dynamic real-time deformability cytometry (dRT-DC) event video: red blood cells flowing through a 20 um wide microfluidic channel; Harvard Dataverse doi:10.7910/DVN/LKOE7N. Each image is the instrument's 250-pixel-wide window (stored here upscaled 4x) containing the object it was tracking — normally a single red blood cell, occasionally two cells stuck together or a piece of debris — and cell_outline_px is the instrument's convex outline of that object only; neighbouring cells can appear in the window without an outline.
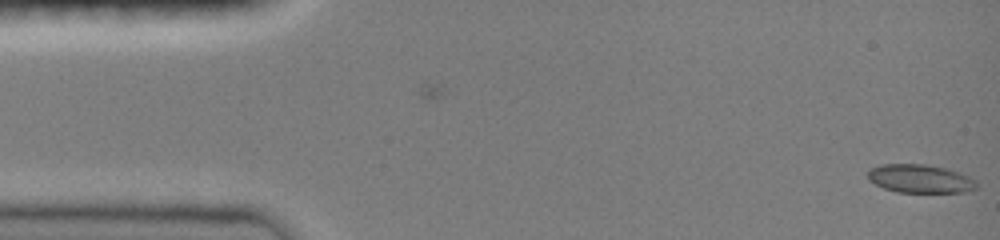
{"species": "common noctule bat (a hibernating species)", "species_latin": "Nyctalus noctula", "temperature_condition": "room temperature", "stored_images_in_passage": 4, "camera_frame_rate_fps": 3000, "um_per_image_px": 0.085, "animal": {"sex": "female", "body_mass_g": 19.0, "forearm_length_mm": 51.5}, "frame": {"image": 1, "passage_image": 4, "time_ms": 1.0, "image_size_px": [1000, 240], "cell_outline_px": [[976, 188], [964, 192], [896, 192], [884, 188], [868, 180], [868, 172], [872, 168], [880, 164], [924, 164], [944, 168], [956, 172], [972, 180], [976, 184]], "centroid_in_image_um": [78.13, 15.19], "position_along_channel_um": 6.9, "area_um2": 17.57}}